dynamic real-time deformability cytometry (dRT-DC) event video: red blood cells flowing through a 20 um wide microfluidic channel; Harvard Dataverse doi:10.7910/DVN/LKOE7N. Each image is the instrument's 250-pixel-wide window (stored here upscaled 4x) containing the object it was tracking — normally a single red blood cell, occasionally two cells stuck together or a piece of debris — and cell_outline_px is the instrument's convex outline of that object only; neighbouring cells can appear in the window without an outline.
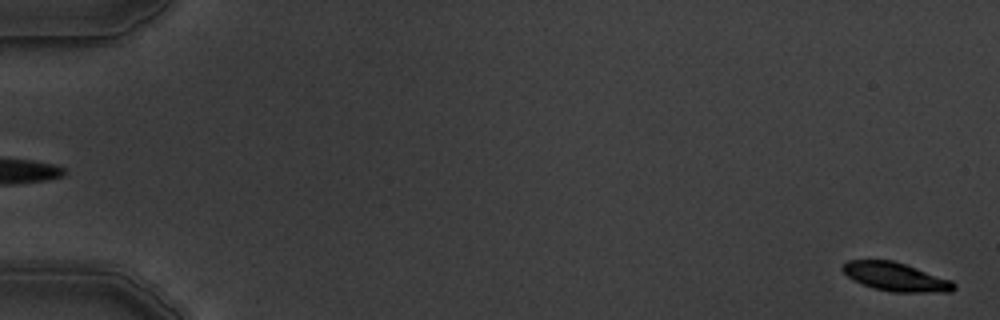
{"species": "common noctule bat (a hibernating species)", "species_latin": "Nyctalus noctula", "temperature_condition": "warm", "stored_images_in_passage": 6, "segment_of_instrument_passage": [2, 2], "camera_frame_rate_fps": 3000, "um_per_image_px": 0.085, "animal": {"sex": "male", "body_mass_g": 19.5, "forearm_length_mm": 54.6}, "frame": {"image": 1, "passage_image": 6, "time_ms": 6.667, "image_size_px": [1000, 320], "cell_outline_px": [[956, 288], [952, 292], [892, 292], [872, 288], [848, 276], [840, 268], [848, 260], [892, 260], [952, 280], [956, 284]], "centroid_in_image_um": [76.17, 23.54], "position_along_channel_um": 8.8, "area_um2": 18.38}}